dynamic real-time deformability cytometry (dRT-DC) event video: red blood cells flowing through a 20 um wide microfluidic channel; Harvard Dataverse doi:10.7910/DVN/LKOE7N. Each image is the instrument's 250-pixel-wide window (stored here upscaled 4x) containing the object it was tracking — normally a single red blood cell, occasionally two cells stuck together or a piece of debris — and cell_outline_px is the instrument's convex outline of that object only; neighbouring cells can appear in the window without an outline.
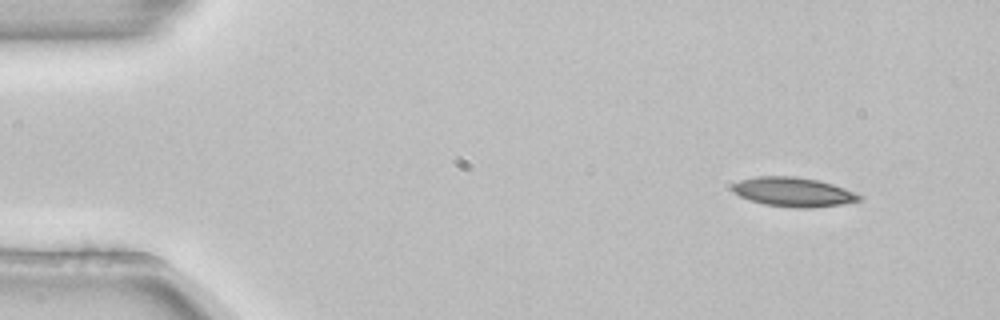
{"species": "common noctule bat (a hibernating species)", "species_latin": "Nyctalus noctula", "temperature_condition": "room temperature", "stored_images_in_passage": 3, "camera_frame_rate_fps": 3000, "um_per_image_px": 0.085, "animal": {"sex": "female", "body_mass_g": 22.7, "forearm_length_mm": 54.2}, "frame": {"image": 1, "passage_image": 1, "time_ms": 0.0, "image_size_px": [1000, 320], "cell_outline_px": [[864, 196], [860, 200], [840, 204], [808, 208], [800, 208], [764, 204], [740, 196], [732, 188], [732, 184], [740, 180], [756, 176], [796, 176], [816, 180], [832, 184], [844, 188]], "centroid_in_image_um": [67.44, 16.31], "position_along_channel_um": 17.6, "area_um2": 21.33}}
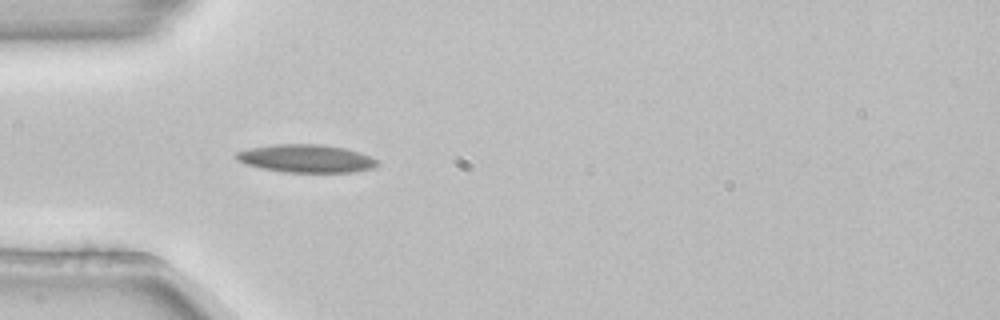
{"frame": {"image": 2, "passage_image": 3, "time_ms": 0.667, "image_size_px": [1000, 320], "cell_outline_px": [[380, 164], [372, 168], [356, 172], [284, 172], [260, 168], [244, 164], [236, 160], [236, 152], [248, 148], [276, 144], [320, 144], [344, 148], [360, 152], [380, 160]], "centroid_in_image_um": [26.04, 13.48], "position_along_channel_um": 59.0, "area_um2": 23.24}}